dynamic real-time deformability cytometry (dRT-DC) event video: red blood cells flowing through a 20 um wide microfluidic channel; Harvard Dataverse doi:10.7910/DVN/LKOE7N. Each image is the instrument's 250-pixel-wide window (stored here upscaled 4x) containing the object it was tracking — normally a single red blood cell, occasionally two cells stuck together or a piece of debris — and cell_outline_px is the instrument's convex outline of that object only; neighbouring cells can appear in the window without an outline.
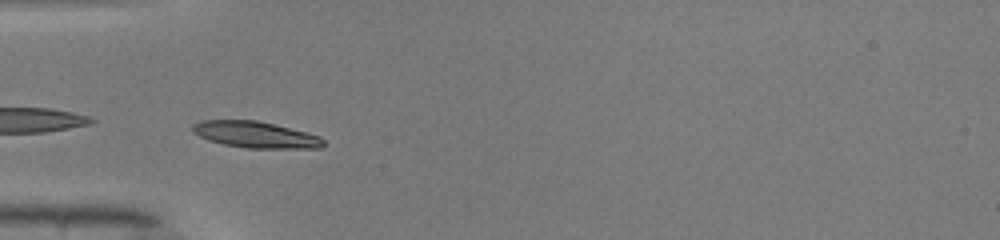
{"species": "common noctule bat (a hibernating species)", "species_latin": "Nyctalus noctula", "temperature_condition": "warm", "stored_images_in_passage": 43, "camera_frame_rate_fps": 3000, "um_per_image_px": 0.085, "animal": {"sex": "male", "body_mass_g": 19.0, "forearm_length_mm": 50.8}, "frame": {"image": 1, "passage_image": 9, "time_ms": 2.667, "image_size_px": [1000, 240], "cell_outline_px": [[324, 144], [320, 148], [248, 148], [224, 144], [208, 140], [192, 132], [192, 124], [200, 120], [256, 120], [308, 132], [320, 136], [324, 140]], "centroid_in_image_um": [21.71, 11.44], "position_along_channel_um": 63.3, "area_um2": 20.11}}
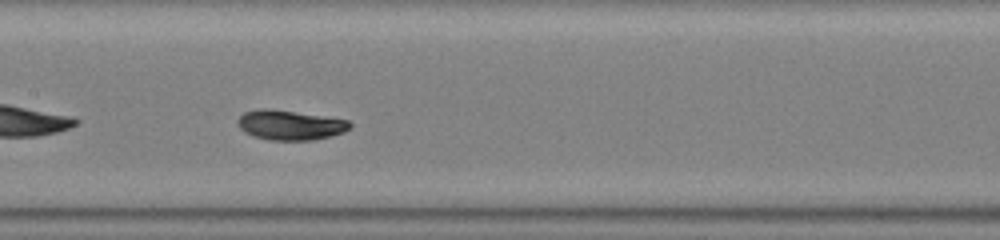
{"frame": {"image": 2, "passage_image": 18, "time_ms": 5.667, "image_size_px": [1000, 240], "cell_outline_px": [[352, 128], [344, 132], [312, 140], [268, 140], [244, 132], [240, 128], [236, 120], [244, 112], [260, 108], [268, 108], [348, 120], [352, 124]], "centroid_in_image_um": [24.64, 10.63], "position_along_channel_um": 182.8, "area_um2": 19.31}}
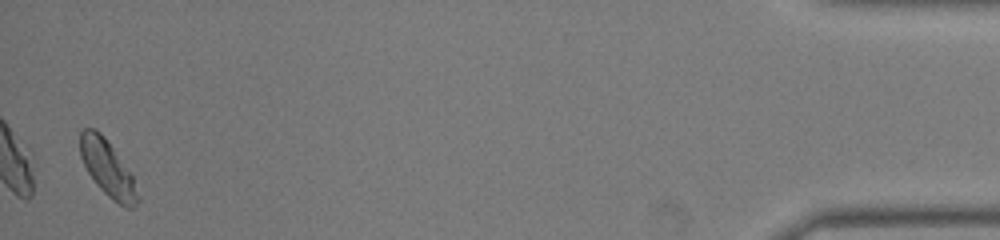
{"frame": {"image": 3, "passage_image": 42, "time_ms": 13.667, "image_size_px": [1000, 240], "cell_outline_px": [[140, 200], [132, 208], [124, 208], [112, 200], [96, 184], [88, 172], [80, 156], [80, 132], [84, 128], [92, 128], [100, 132], [104, 136], [132, 172], [140, 196]], "centroid_in_image_um": [9.19, 14.34], "position_along_channel_um": 426.0, "area_um2": 19.13}, "authors_computed_cell_mechanics": {"area_um2": 18.9584, "velocity_mm_per_s": 4.0586, "shape_relaxation_time_tau1_ms": 2.489, "shape_relaxation_time_tau2_ms": 2.7864, "deformation_change_tau1": 0.1442, "deformation_change_tau2": 0.0289}}